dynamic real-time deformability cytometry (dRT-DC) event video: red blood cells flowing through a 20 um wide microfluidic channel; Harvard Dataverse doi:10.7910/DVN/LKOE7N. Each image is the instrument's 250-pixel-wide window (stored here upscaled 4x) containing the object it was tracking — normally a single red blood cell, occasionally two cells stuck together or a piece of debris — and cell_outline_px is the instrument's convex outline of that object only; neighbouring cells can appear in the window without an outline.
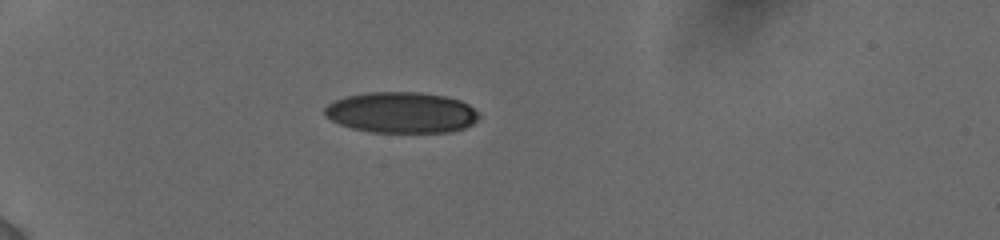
{"species": "human", "species_latin": "Homo sapiens", "temperature_condition": "cold", "stored_images_in_passage": 33, "camera_frame_rate_fps": 3000, "um_per_image_px": 0.085, "donor": {"sex": "female"}, "frame": {"image": 1, "passage_image": 1, "time_ms": 0.0, "image_size_px": [1000, 240], "cell_outline_px": [[480, 116], [472, 124], [464, 128], [448, 132], [372, 132], [352, 128], [340, 124], [324, 116], [324, 108], [328, 104], [344, 96], [368, 92], [420, 92], [444, 96], [460, 100], [468, 104]], "centroid_in_image_um": [34.09, 9.56], "position_along_channel_um": 50.9, "area_um2": 36.76}}
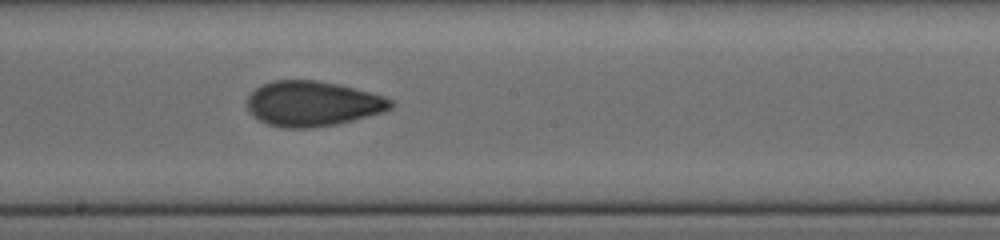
{"frame": {"image": 2, "passage_image": 13, "time_ms": 5.333, "image_size_px": [1000, 240], "cell_outline_px": [[392, 108], [384, 112], [336, 124], [308, 128], [284, 128], [268, 124], [252, 116], [248, 112], [248, 96], [256, 88], [272, 80], [316, 80], [340, 84], [372, 92], [384, 96], [392, 100]], "centroid_in_image_um": [26.58, 8.8], "position_along_channel_um": 221.6, "area_um2": 37.86}}
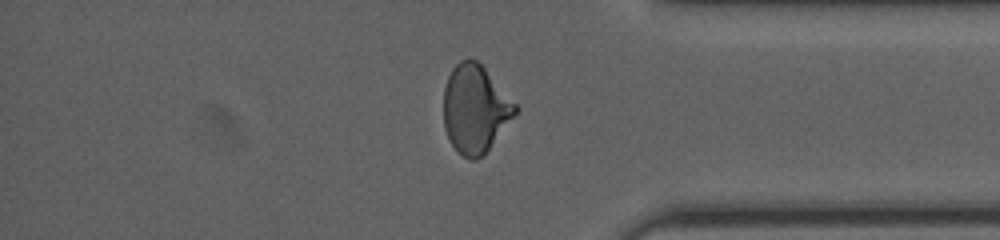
{"frame": {"image": 3, "passage_image": 26, "time_ms": 10.0, "image_size_px": [1000, 240], "cell_outline_px": [[520, 108], [488, 148], [476, 160], [472, 160], [464, 156], [452, 144], [444, 128], [444, 88], [448, 76], [452, 68], [460, 60], [476, 60], [484, 68]], "centroid_in_image_um": [40.37, 9.23], "position_along_channel_um": 394.8, "area_um2": 35.89}, "authors_computed_cell_mechanics": {"area_um2": 36.7608, "velocity_mm_per_s": 3.8814, "shape_relaxation_time_tau1_ms": 9.3357, "shape_relaxation_time_tau2_ms": 1.6127, "deformation_change_tau1": 0.2043, "deformation_change_tau2": 0.0754}}